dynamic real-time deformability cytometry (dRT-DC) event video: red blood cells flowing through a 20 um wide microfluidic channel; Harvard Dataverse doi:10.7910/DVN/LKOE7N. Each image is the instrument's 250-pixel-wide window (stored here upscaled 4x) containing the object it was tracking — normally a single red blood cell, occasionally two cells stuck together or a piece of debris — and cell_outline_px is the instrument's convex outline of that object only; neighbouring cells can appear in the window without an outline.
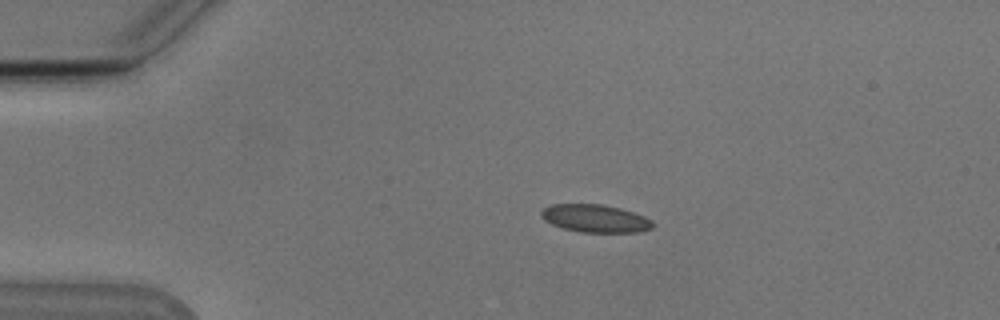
{"species": "Egyptian fruit bat (a non-hibernating species)", "species_latin": "Rousettus aegyptiacus", "temperature_condition": "cold", "stored_images_in_passage": 43, "camera_frame_rate_fps": 3000, "um_per_image_px": 0.085, "animal": {"sex": "male"}, "frame": {"image": 1, "passage_image": 1, "time_ms": 0.0, "image_size_px": [1000, 320], "cell_outline_px": [[656, 224], [652, 228], [640, 232], [580, 232], [564, 228], [552, 224], [544, 220], [540, 216], [540, 212], [544, 208], [552, 204], [604, 204], [620, 208], [644, 216], [652, 220]], "centroid_in_image_um": [50.61, 18.56], "position_along_channel_um": 34.4, "area_um2": 18.15}}
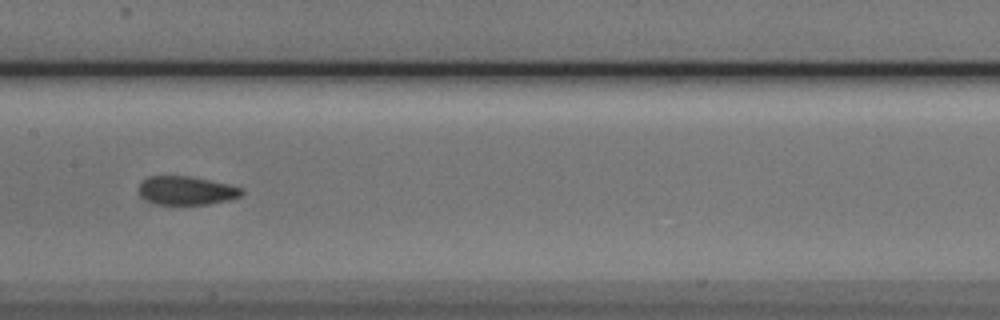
{"frame": {"image": 2, "passage_image": 17, "time_ms": 5.333, "image_size_px": [1000, 320], "cell_outline_px": [[244, 192], [240, 196], [228, 200], [208, 204], [156, 204], [140, 196], [136, 188], [148, 176], [192, 176], [228, 184], [244, 188]], "centroid_in_image_um": [15.84, 16.19], "position_along_channel_um": 191.6, "area_um2": 17.22}}
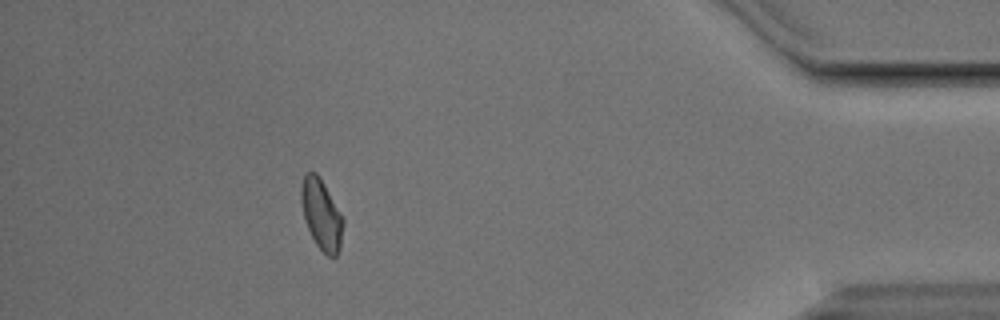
{"frame": {"image": 3, "passage_image": 38, "time_ms": 12.333, "image_size_px": [1000, 320], "cell_outline_px": [[344, 224], [340, 248], [336, 256], [328, 256], [316, 244], [304, 220], [300, 200], [300, 188], [304, 172], [316, 172], [324, 184], [344, 216]], "centroid_in_image_um": [27.32, 18.2], "position_along_channel_um": 407.9, "area_um2": 17.46}, "authors_computed_cell_mechanics": {"area_um2": 17.4556, "velocity_mm_per_s": 3.8146, "shape_relaxation_time_tau1_ms": 5.8372, "shape_relaxation_time_tau2_ms": 1.4034, "deformation_change_tau1": 0.128, "deformation_change_tau2": 0.0702}}